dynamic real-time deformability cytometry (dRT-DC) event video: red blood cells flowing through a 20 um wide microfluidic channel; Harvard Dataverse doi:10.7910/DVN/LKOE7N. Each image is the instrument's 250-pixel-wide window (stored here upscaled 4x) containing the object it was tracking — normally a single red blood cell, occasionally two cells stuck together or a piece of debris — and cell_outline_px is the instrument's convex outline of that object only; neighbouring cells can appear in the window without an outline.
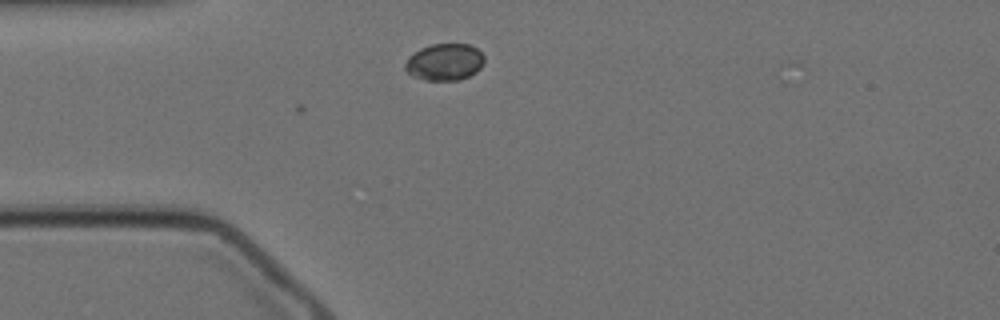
{"species": "Egyptian fruit bat (a non-hibernating species)", "species_latin": "Rousettus aegyptiacus", "temperature_condition": "cold", "stored_images_in_passage": 6, "camera_frame_rate_fps": 3000, "um_per_image_px": 0.085, "animal": {"sex": "female"}, "frame": {"image": 1, "passage_image": 6, "time_ms": 1.667, "image_size_px": [1000, 320], "cell_outline_px": [[484, 64], [476, 72], [460, 80], [428, 80], [416, 76], [408, 72], [404, 68], [404, 64], [408, 56], [420, 48], [432, 44], [468, 44], [476, 48], [484, 56]], "centroid_in_image_um": [37.8, 5.26], "position_along_channel_um": 47.2, "area_um2": 16.94}}